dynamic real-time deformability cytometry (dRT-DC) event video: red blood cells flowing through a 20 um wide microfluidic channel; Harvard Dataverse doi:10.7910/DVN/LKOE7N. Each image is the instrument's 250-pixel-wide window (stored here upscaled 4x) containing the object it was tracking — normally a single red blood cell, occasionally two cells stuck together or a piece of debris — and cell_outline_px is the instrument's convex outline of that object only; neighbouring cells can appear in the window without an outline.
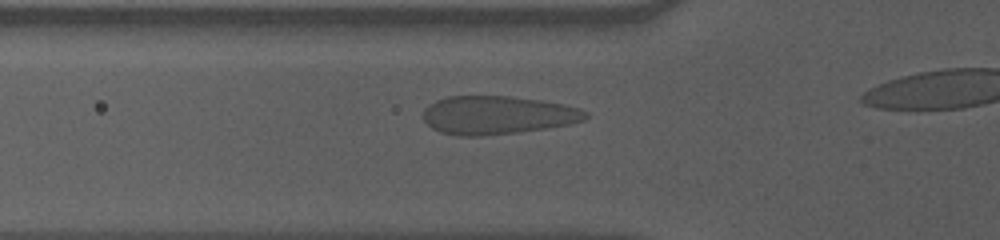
{"species": "human", "species_latin": "Homo sapiens", "temperature_condition": "cold", "stored_images_in_passage": 24, "camera_frame_rate_fps": 3000, "um_per_image_px": 0.085, "donor": {"sex": "male"}, "frame": {"image": 1, "passage_image": 15, "time_ms": 4.667, "image_size_px": [1000, 240], "cell_outline_px": [[588, 116], [584, 120], [572, 124], [516, 132], [480, 136], [460, 136], [440, 132], [432, 128], [424, 120], [424, 108], [428, 104], [436, 100], [448, 96], [508, 96], [540, 100], [564, 104], [580, 108], [588, 112]], "centroid_in_image_um": [42.28, 9.78], "position_along_channel_um": 83.5, "area_um2": 36.3}}
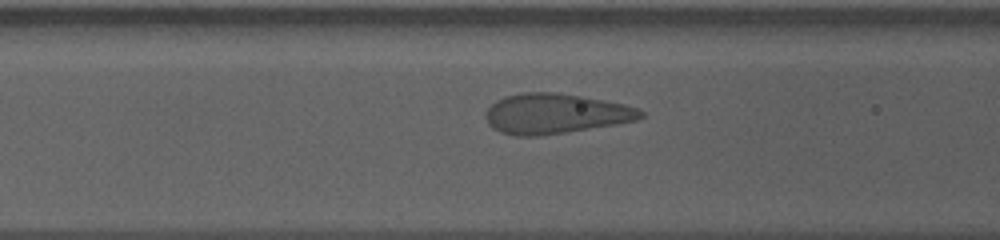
{"frame": {"image": 2, "passage_image": 18, "time_ms": 5.667, "image_size_px": [1000, 240], "cell_outline_px": [[644, 116], [636, 120], [616, 124], [540, 136], [516, 136], [500, 132], [492, 128], [488, 124], [484, 116], [484, 112], [496, 100], [504, 96], [520, 92], [556, 92], [604, 100], [624, 104], [640, 108], [644, 112]], "centroid_in_image_um": [47.17, 9.66], "position_along_channel_um": 119.4, "area_um2": 36.41}}
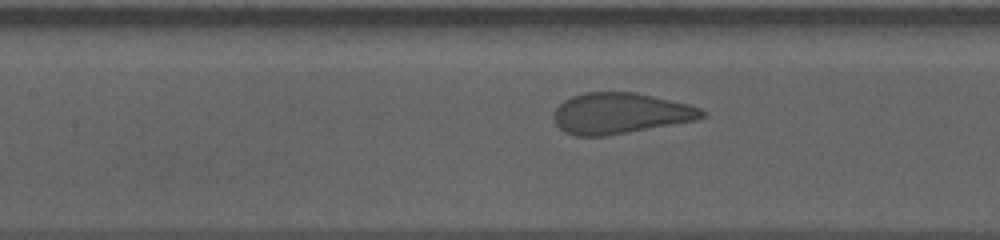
{"frame": {"image": 3, "passage_image": 21, "time_ms": 6.667, "image_size_px": [1000, 240], "cell_outline_px": [[704, 116], [696, 120], [604, 136], [576, 136], [564, 132], [556, 124], [552, 116], [556, 108], [564, 100], [572, 96], [584, 92], [636, 92], [688, 104], [700, 108], [704, 112]], "centroid_in_image_um": [52.67, 9.62], "position_along_channel_um": 154.7, "area_um2": 35.08}}